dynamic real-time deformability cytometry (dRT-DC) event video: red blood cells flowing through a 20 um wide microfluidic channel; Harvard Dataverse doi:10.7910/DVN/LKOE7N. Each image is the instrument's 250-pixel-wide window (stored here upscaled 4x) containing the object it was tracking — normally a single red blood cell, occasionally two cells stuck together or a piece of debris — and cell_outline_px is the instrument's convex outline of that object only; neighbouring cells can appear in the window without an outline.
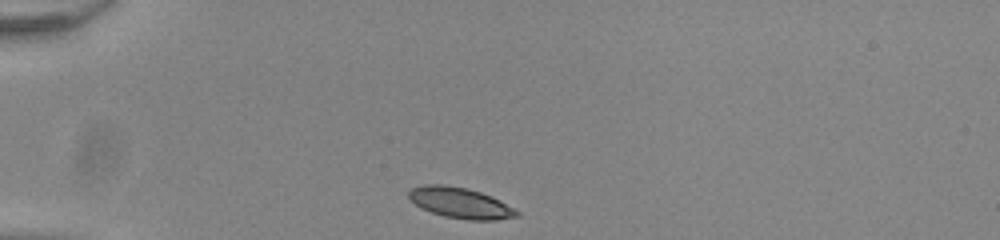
{"species": "common noctule bat (a hibernating species)", "species_latin": "Nyctalus noctula", "temperature_condition": "room temperature", "stored_images_in_passage": 33, "camera_frame_rate_fps": 3000, "um_per_image_px": 0.085, "animal": {"sex": "male", "body_mass_g": 20.0, "forearm_length_mm": 53.3}, "frame": {"image": 1, "passage_image": 1, "time_ms": 0.0, "image_size_px": [1000, 240], "cell_outline_px": [[520, 216], [496, 220], [468, 220], [444, 216], [420, 208], [408, 196], [408, 192], [412, 188], [424, 184], [440, 184], [468, 188], [492, 196], [520, 212]], "centroid_in_image_um": [39.14, 17.25], "position_along_channel_um": 45.9, "area_um2": 19.31}}
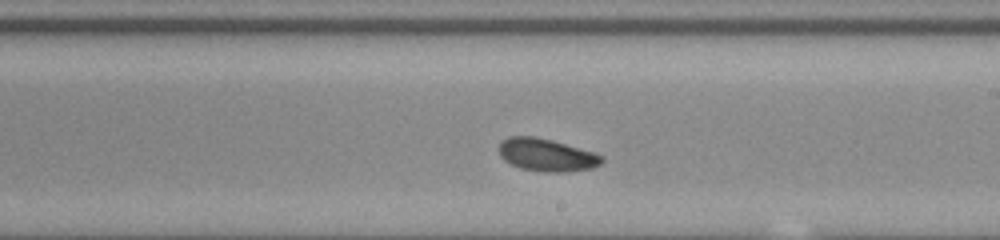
{"frame": {"image": 2, "passage_image": 19, "time_ms": 6.0, "image_size_px": [1000, 240], "cell_outline_px": [[604, 160], [600, 164], [592, 168], [568, 172], [544, 172], [520, 168], [504, 160], [500, 156], [500, 144], [508, 136], [532, 136], [552, 140], [592, 152], [604, 156]], "centroid_in_image_um": [46.47, 13.18], "position_along_channel_um": 242.5, "area_um2": 19.42}}
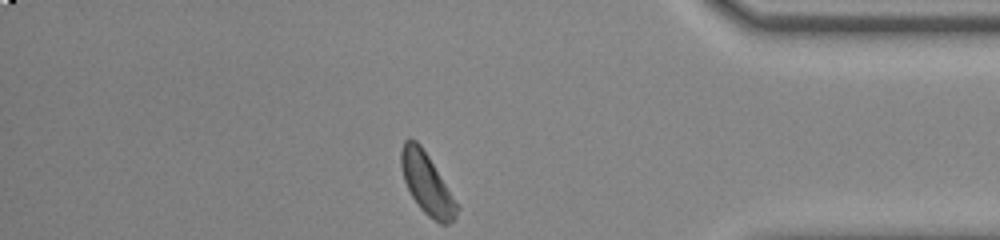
{"frame": {"image": 3, "passage_image": 33, "time_ms": 10.667, "image_size_px": [1000, 240], "cell_outline_px": [[460, 208], [456, 220], [448, 224], [440, 224], [428, 216], [420, 208], [412, 196], [404, 180], [400, 164], [400, 148], [404, 140], [416, 140], [420, 144], [428, 156]], "centroid_in_image_um": [36.28, 15.64], "position_along_channel_um": 398.9, "area_um2": 19.65}, "authors_computed_cell_mechanics": {"area_um2": 19.652, "velocity_mm_per_s": 3.8484, "shape_relaxation_time_tau1_ms": 1.5891, "shape_relaxation_time_tau2_ms": 4.6282, "deformation_change_tau1": 0.0751, "deformation_change_tau2": 0.0927}}